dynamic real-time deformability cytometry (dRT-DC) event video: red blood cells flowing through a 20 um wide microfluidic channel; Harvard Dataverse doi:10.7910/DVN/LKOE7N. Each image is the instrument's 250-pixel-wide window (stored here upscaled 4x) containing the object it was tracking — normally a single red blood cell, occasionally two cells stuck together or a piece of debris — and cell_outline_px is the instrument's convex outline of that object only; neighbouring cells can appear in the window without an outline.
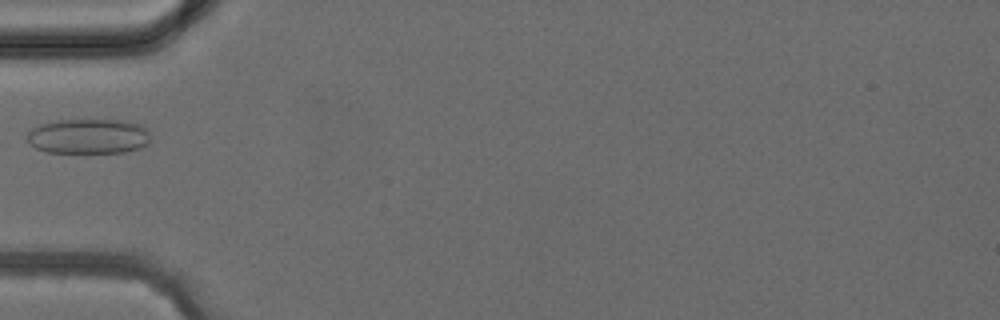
{"species": "common noctule bat (a hibernating species)", "species_latin": "Nyctalus noctula", "temperature_condition": "cold", "stored_images_in_passage": 1, "camera_frame_rate_fps": 3000, "um_per_image_px": 0.085, "animal": {"sex": "female", "body_mass_g": 24.6, "forearm_length_mm": 56.2}, "frame": {"image": 1, "passage_image": 1, "time_ms": 0.0, "image_size_px": [1000, 320], "cell_outline_px": [[148, 144], [140, 148], [124, 152], [44, 152], [36, 148], [28, 140], [28, 132], [32, 128], [40, 124], [56, 120], [128, 120], [140, 124], [148, 132]], "centroid_in_image_um": [7.52, 11.57], "position_along_channel_um": 77.5, "area_um2": 25.09}}